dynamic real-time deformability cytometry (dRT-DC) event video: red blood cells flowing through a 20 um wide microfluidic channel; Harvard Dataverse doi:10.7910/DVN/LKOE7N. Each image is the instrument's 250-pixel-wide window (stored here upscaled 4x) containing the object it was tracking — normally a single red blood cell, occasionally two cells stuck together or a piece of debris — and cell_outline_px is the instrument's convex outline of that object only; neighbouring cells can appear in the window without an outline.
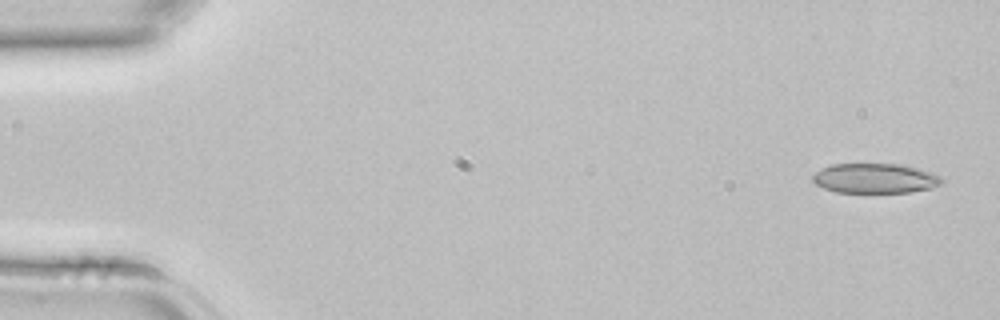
{"species": "common noctule bat (a hibernating species)", "species_latin": "Nyctalus noctula", "temperature_condition": "room temperature", "stored_images_in_passage": 4, "camera_frame_rate_fps": 3000, "um_per_image_px": 0.085, "animal": {"sex": "female", "body_mass_g": 22.7, "forearm_length_mm": 54.2}, "frame": {"image": 1, "passage_image": 1, "time_ms": 0.0, "image_size_px": [1000, 320], "cell_outline_px": [[944, 180], [940, 184], [932, 188], [908, 192], [836, 192], [824, 188], [816, 184], [812, 180], [812, 176], [816, 172], [832, 164], [900, 164], [932, 172], [940, 176]], "centroid_in_image_um": [74.39, 15.16], "position_along_channel_um": 10.6, "area_um2": 22.25}}
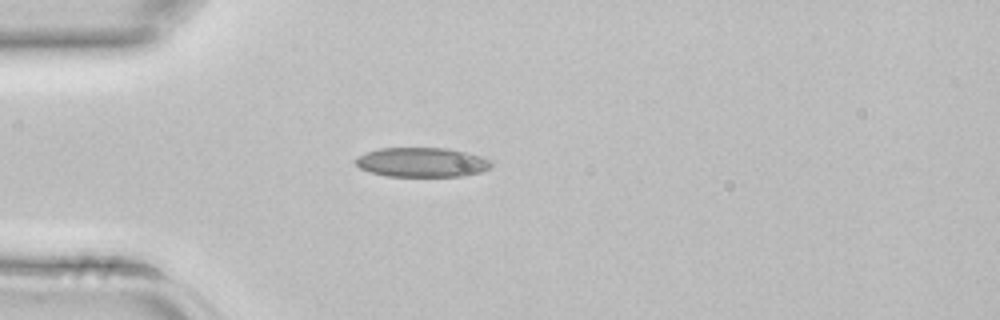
{"frame": {"image": 2, "passage_image": 4, "time_ms": 1.0, "image_size_px": [1000, 320], "cell_outline_px": [[492, 164], [488, 168], [480, 172], [464, 176], [384, 176], [360, 168], [356, 164], [356, 156], [380, 148], [444, 148], [464, 152], [480, 156], [488, 160]], "centroid_in_image_um": [35.83, 13.8], "position_along_channel_um": 49.2, "area_um2": 23.0}}